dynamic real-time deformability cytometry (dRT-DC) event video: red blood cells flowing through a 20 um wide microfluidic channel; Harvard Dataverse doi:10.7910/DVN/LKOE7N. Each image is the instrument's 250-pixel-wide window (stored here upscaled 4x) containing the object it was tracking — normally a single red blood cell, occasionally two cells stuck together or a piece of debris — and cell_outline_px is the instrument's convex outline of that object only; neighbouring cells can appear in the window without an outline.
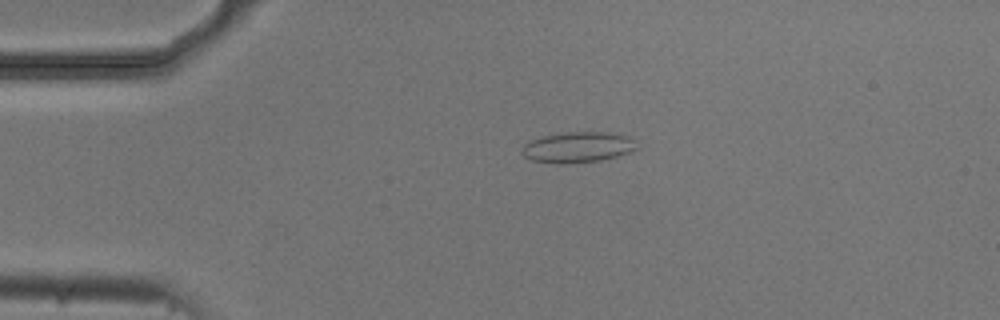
{"species": "common noctule bat (a hibernating species)", "species_latin": "Nyctalus noctula", "temperature_condition": "cold", "stored_images_in_passage": 5, "camera_frame_rate_fps": 3000, "um_per_image_px": 0.085, "animal": {"sex": "male", "body_mass_g": 20.5, "forearm_length_mm": 52.5}, "frame": {"image": 1, "passage_image": 5, "time_ms": 1.333, "image_size_px": [1000, 320], "cell_outline_px": [[636, 148], [628, 152], [616, 156], [600, 160], [560, 164], [532, 160], [524, 156], [520, 152], [524, 144], [528, 140], [544, 136], [564, 132], [604, 132], [628, 136], [632, 140]], "centroid_in_image_um": [49.03, 12.51], "position_along_channel_um": 36.0, "area_um2": 20.23}}